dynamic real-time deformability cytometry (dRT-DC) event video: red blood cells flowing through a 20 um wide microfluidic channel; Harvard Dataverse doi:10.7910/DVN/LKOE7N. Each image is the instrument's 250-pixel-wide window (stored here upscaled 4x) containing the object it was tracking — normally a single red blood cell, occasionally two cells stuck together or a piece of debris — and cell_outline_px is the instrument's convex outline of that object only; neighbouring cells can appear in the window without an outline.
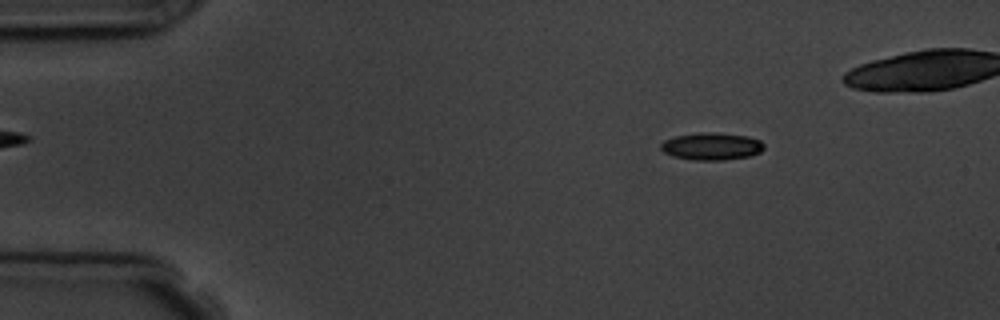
{"species": "common noctule bat (a hibernating species)", "species_latin": "Nyctalus noctula", "temperature_condition": "room temperature", "stored_images_in_passage": 4, "camera_frame_rate_fps": 3000, "um_per_image_px": 0.085, "animal": {"sex": "male", "body_mass_g": 19.5, "forearm_length_mm": 54.6}, "frame": {"image": 1, "passage_image": 1, "time_ms": 0.0, "image_size_px": [1000, 320], "cell_outline_px": [[764, 148], [760, 152], [752, 156], [724, 160], [692, 160], [672, 156], [664, 152], [660, 148], [660, 144], [664, 140], [676, 136], [700, 132], [716, 132], [748, 136], [760, 140], [764, 144]], "centroid_in_image_um": [60.5, 12.44], "position_along_channel_um": 24.5, "area_um2": 16.65}}